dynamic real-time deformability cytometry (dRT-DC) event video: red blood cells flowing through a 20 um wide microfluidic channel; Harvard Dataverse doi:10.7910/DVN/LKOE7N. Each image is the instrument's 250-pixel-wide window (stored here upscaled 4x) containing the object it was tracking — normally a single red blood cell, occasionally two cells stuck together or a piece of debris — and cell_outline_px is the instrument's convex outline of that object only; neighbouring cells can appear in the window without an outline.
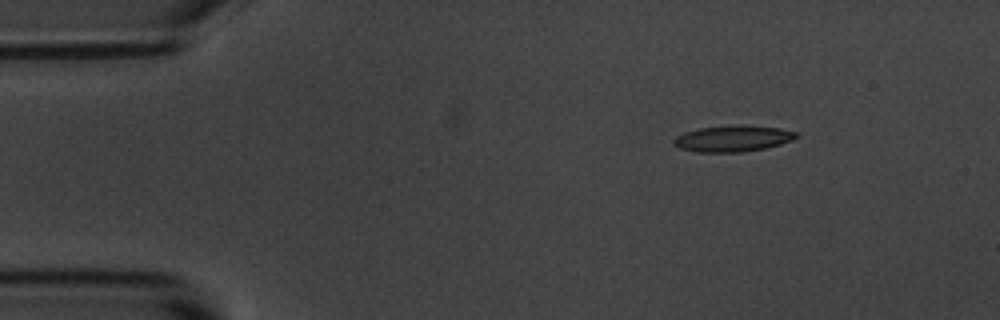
{"species": "common noctule bat (a hibernating species)", "species_latin": "Nyctalus noctula", "temperature_condition": "room temperature", "stored_images_in_passage": 4, "camera_frame_rate_fps": 3000, "um_per_image_px": 0.085, "animal": {"sex": "male", "body_mass_g": 20.1, "forearm_length_mm": 53.5}, "frame": {"image": 1, "passage_image": 1, "time_ms": 0.0, "image_size_px": [1000, 320], "cell_outline_px": [[796, 136], [792, 140], [780, 144], [764, 148], [740, 152], [696, 152], [680, 148], [672, 144], [672, 140], [676, 136], [684, 132], [700, 128], [780, 128], [796, 132]], "centroid_in_image_um": [62.2, 11.83], "position_along_channel_um": 22.8, "area_um2": 17.51}}